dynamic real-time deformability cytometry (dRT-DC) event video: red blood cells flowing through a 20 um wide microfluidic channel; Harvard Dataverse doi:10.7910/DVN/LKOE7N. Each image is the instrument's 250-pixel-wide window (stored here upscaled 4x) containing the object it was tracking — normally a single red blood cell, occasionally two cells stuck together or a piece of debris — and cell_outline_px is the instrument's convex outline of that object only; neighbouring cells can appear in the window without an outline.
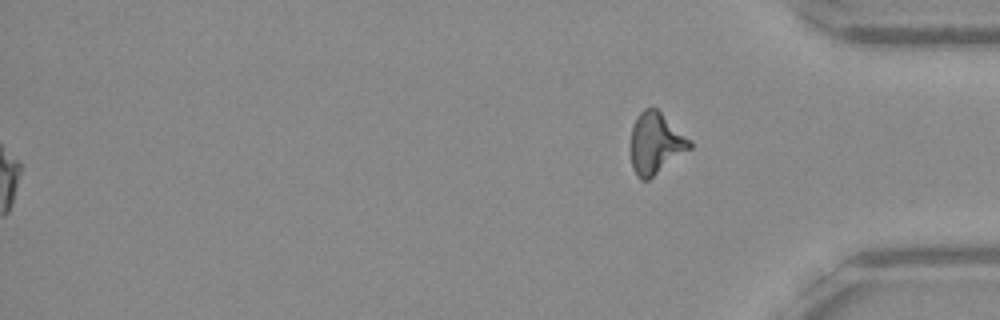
{"species": "Egyptian fruit bat (a non-hibernating species)", "species_latin": "Rousettus aegyptiacus", "temperature_condition": "warm", "stored_images_in_passage": 53, "segment_of_instrument_passage": [2, 2], "camera_frame_rate_fps": 3000, "um_per_image_px": 0.085, "frame": {"image": 1, "passage_image": 53, "time_ms": 17.333, "image_size_px": [1000, 320], "cell_outline_px": [[692, 148], [648, 180], [640, 180], [636, 176], [632, 168], [632, 124], [636, 116], [644, 108], [656, 108], [692, 140]], "centroid_in_image_um": [55.75, 12.18], "position_along_channel_um": 379.5, "area_um2": 21.1}}